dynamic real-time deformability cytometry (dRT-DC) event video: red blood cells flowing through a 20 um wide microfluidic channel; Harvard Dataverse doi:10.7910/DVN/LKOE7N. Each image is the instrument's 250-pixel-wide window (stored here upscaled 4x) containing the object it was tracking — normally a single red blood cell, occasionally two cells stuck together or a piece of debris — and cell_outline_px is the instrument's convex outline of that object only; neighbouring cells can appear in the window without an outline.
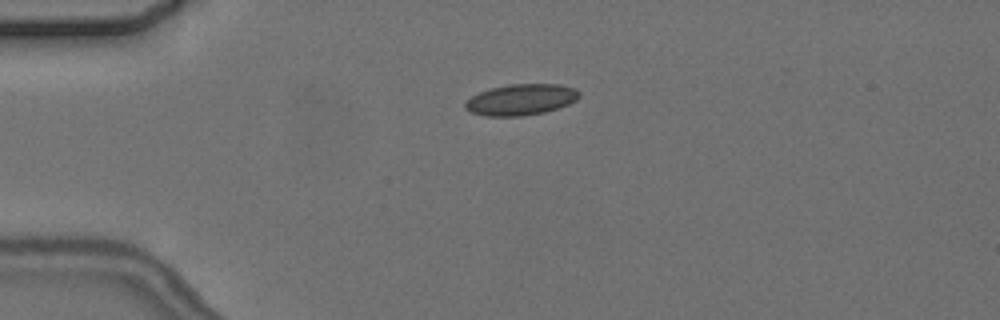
{"species": "common noctule bat (a hibernating species)", "species_latin": "Nyctalus noctula", "temperature_condition": "cold", "stored_images_in_passage": 8, "camera_frame_rate_fps": 3000, "um_per_image_px": 0.085, "animal": {"sex": "female", "body_mass_g": 24.6, "forearm_length_mm": 56.2}, "frame": {"image": 1, "passage_image": 4, "time_ms": 3.333, "image_size_px": [1000, 320], "cell_outline_px": [[580, 96], [576, 100], [568, 104], [544, 112], [524, 116], [484, 116], [472, 112], [464, 108], [464, 104], [472, 96], [480, 92], [492, 88], [508, 84], [560, 84], [576, 88], [580, 92]], "centroid_in_image_um": [44.3, 8.46], "position_along_channel_um": 40.7, "area_um2": 20.63}}
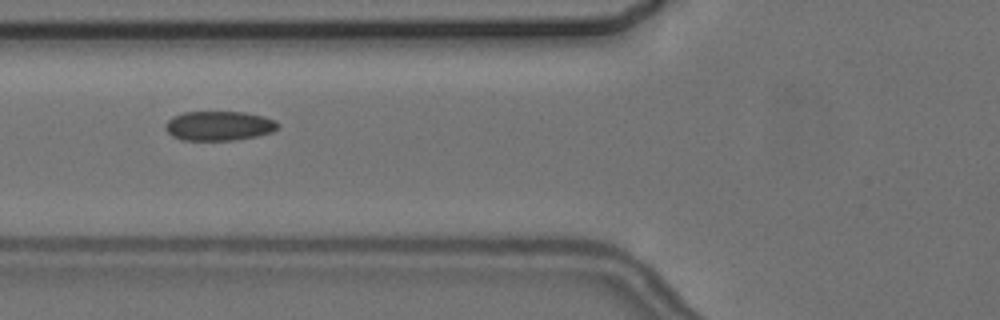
{"frame": {"image": 2, "passage_image": 6, "time_ms": 6.0, "image_size_px": [1000, 320], "cell_outline_px": [[280, 124], [272, 132], [256, 136], [232, 140], [184, 140], [172, 136], [164, 128], [164, 124], [172, 116], [184, 112], [244, 112], [264, 116], [276, 120]], "centroid_in_image_um": [18.6, 10.69], "position_along_channel_um": 107.2, "area_um2": 19.36}}
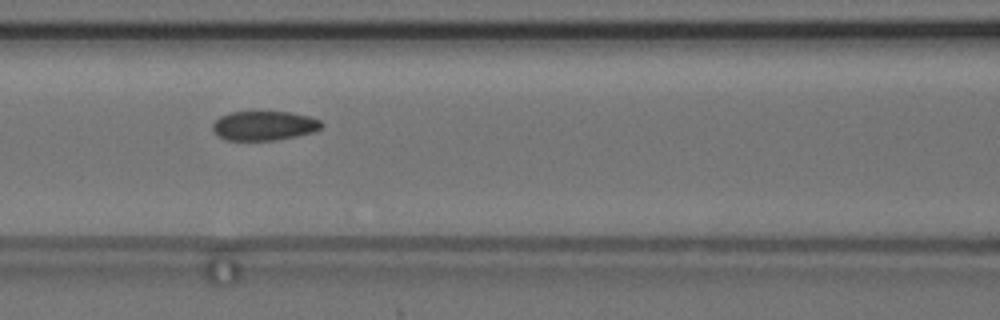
{"frame": {"image": 3, "passage_image": 7, "time_ms": 7.0, "image_size_px": [1000, 320], "cell_outline_px": [[324, 124], [316, 132], [276, 140], [224, 140], [216, 136], [212, 128], [212, 124], [220, 116], [232, 112], [292, 112], [308, 116], [320, 120]], "centroid_in_image_um": [22.44, 10.69], "position_along_channel_um": 144.2, "area_um2": 18.79}}